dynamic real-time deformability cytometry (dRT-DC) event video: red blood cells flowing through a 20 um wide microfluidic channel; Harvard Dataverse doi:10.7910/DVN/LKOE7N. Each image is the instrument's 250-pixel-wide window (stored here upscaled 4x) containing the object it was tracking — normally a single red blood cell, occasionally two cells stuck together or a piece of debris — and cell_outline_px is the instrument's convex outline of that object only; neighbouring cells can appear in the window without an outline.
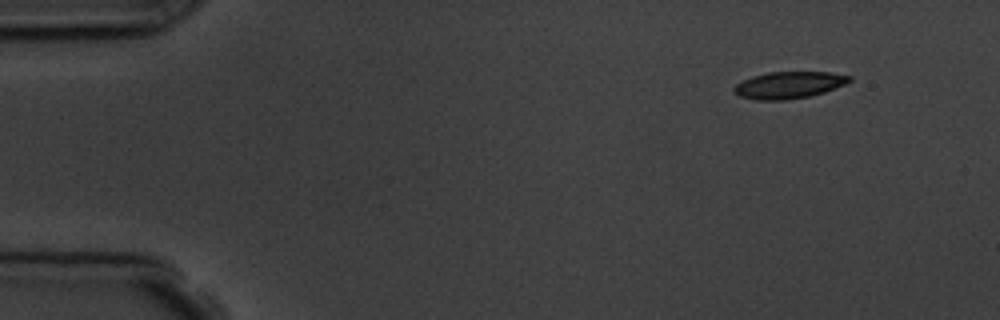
{"species": "common noctule bat (a hibernating species)", "species_latin": "Nyctalus noctula", "temperature_condition": "room temperature", "stored_images_in_passage": 5, "camera_frame_rate_fps": 3000, "um_per_image_px": 0.085, "animal": {"sex": "male", "body_mass_g": 19.5, "forearm_length_mm": 54.6}, "frame": {"image": 1, "passage_image": 1, "time_ms": 0.0, "image_size_px": [1000, 320], "cell_outline_px": [[852, 80], [844, 84], [824, 92], [808, 96], [784, 100], [756, 100], [740, 96], [732, 88], [736, 84], [752, 76], [768, 72], [828, 72], [852, 76]], "centroid_in_image_um": [67.05, 7.22], "position_along_channel_um": 18.0, "area_um2": 17.86}}
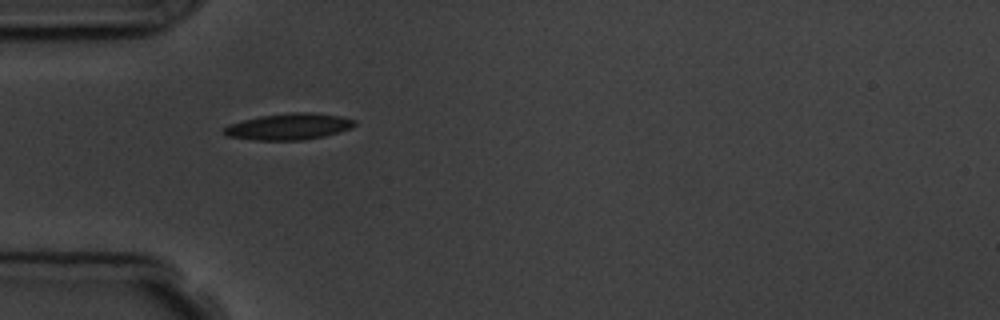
{"frame": {"image": 2, "passage_image": 4, "time_ms": 3.667, "image_size_px": [1000, 320], "cell_outline_px": [[356, 124], [352, 128], [324, 136], [304, 140], [252, 140], [224, 136], [224, 128], [228, 124], [260, 116], [292, 112], [312, 112], [340, 116], [356, 120]], "centroid_in_image_um": [24.55, 10.76], "position_along_channel_um": 60.5, "area_um2": 20.17}}